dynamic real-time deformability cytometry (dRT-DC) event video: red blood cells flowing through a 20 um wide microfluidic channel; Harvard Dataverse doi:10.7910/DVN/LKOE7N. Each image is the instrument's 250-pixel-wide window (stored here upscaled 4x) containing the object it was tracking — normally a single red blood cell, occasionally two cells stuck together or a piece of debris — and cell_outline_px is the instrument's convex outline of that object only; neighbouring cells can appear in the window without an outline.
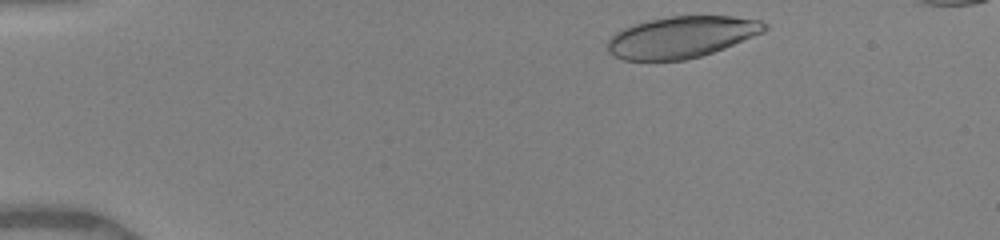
{"species": "human", "species_latin": "Homo sapiens", "temperature_condition": "warm", "stored_images_in_passage": 33, "camera_frame_rate_fps": 3000, "um_per_image_px": 0.085, "donor": {"sex": "female"}, "frame": {"image": 1, "passage_image": 3, "time_ms": 0.333, "image_size_px": [1000, 240], "cell_outline_px": [[768, 28], [764, 32], [724, 48], [700, 56], [684, 60], [624, 60], [612, 56], [608, 52], [608, 40], [616, 32], [632, 24], [648, 20], [668, 16], [732, 16], [760, 20], [768, 24]], "centroid_in_image_um": [57.92, 3.14], "position_along_channel_um": 27.1, "area_um2": 37.97}}
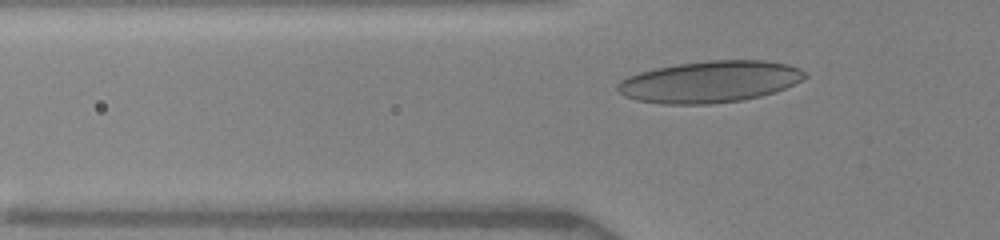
{"frame": {"image": 2, "passage_image": 23, "time_ms": 3.333, "image_size_px": [1000, 240], "cell_outline_px": [[808, 76], [784, 88], [760, 96], [744, 100], [712, 104], [664, 104], [636, 100], [624, 96], [616, 88], [616, 84], [620, 80], [628, 76], [640, 72], [656, 68], [680, 64], [708, 60], [764, 60], [788, 64], [800, 68]], "centroid_in_image_um": [60.31, 6.95], "position_along_channel_um": 65.5, "area_um2": 45.32}}
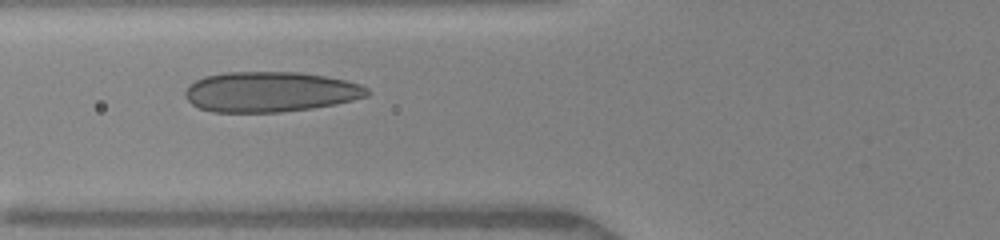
{"frame": {"image": 3, "passage_image": 32, "time_ms": 4.333, "image_size_px": [1000, 240], "cell_outline_px": [[372, 92], [368, 96], [336, 104], [312, 108], [280, 112], [212, 112], [200, 108], [192, 104], [184, 96], [184, 92], [188, 84], [204, 76], [224, 72], [300, 72], [324, 76], [344, 80], [360, 84], [368, 88]], "centroid_in_image_um": [22.95, 7.8], "position_along_channel_um": 102.8, "area_um2": 42.95}}